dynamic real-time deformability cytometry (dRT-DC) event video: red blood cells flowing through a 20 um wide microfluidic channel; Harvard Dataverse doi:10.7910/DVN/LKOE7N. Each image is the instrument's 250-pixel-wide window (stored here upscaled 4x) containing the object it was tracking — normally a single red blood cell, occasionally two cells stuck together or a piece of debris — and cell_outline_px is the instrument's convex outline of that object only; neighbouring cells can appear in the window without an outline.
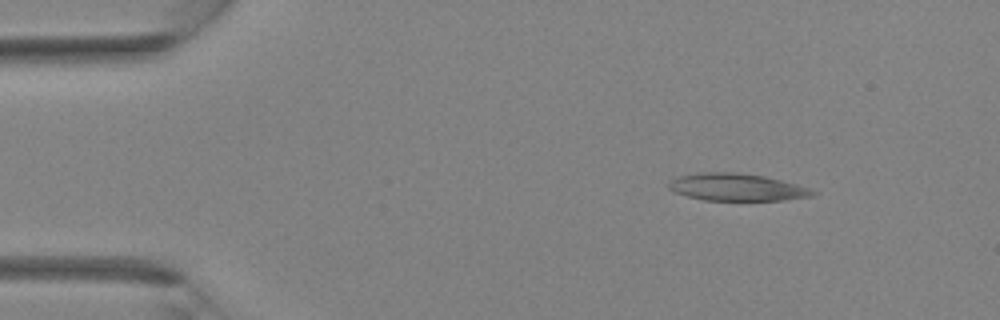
{"species": "Egyptian fruit bat (a non-hibernating species)", "species_latin": "Rousettus aegyptiacus", "temperature_condition": "room temperature", "stored_images_in_passage": 36, "camera_frame_rate_fps": 3000, "um_per_image_px": 0.085, "animal": {"sex": "female"}, "frame": {"image": 1, "passage_image": 5, "time_ms": 1.333, "image_size_px": [1000, 320], "cell_outline_px": [[820, 192], [812, 196], [784, 200], [704, 200], [688, 196], [676, 192], [668, 188], [668, 184], [672, 180], [680, 176], [700, 172], [736, 172], [764, 176], [796, 184]], "centroid_in_image_um": [62.65, 15.91], "position_along_channel_um": 22.3, "area_um2": 22.72}}
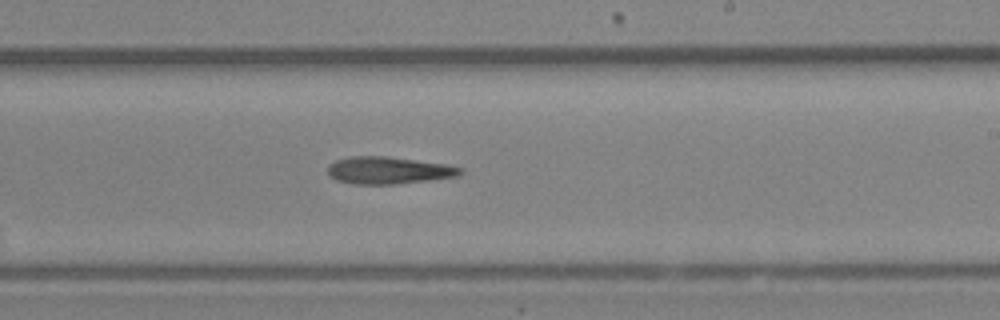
{"frame": {"image": 2, "passage_image": 22, "time_ms": 7.0, "image_size_px": [1000, 320], "cell_outline_px": [[464, 172], [456, 176], [428, 180], [396, 184], [352, 184], [336, 180], [328, 176], [328, 164], [336, 160], [352, 156], [388, 156], [444, 164], [464, 168]], "centroid_in_image_um": [32.99, 14.48], "position_along_channel_um": 256.0, "area_um2": 21.04}}
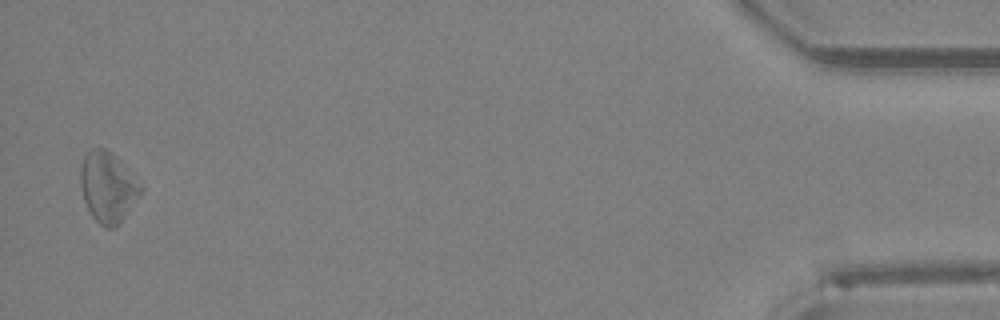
{"frame": {"image": 3, "passage_image": 36, "time_ms": 11.667, "image_size_px": [1000, 320], "cell_outline_px": [[144, 188], [140, 196], [120, 224], [116, 228], [104, 228], [92, 216], [84, 200], [80, 184], [80, 168], [84, 156], [92, 148], [104, 148], [112, 152], [116, 156]], "centroid_in_image_um": [9.17, 15.92], "position_along_channel_um": 426.0, "area_um2": 24.8}}